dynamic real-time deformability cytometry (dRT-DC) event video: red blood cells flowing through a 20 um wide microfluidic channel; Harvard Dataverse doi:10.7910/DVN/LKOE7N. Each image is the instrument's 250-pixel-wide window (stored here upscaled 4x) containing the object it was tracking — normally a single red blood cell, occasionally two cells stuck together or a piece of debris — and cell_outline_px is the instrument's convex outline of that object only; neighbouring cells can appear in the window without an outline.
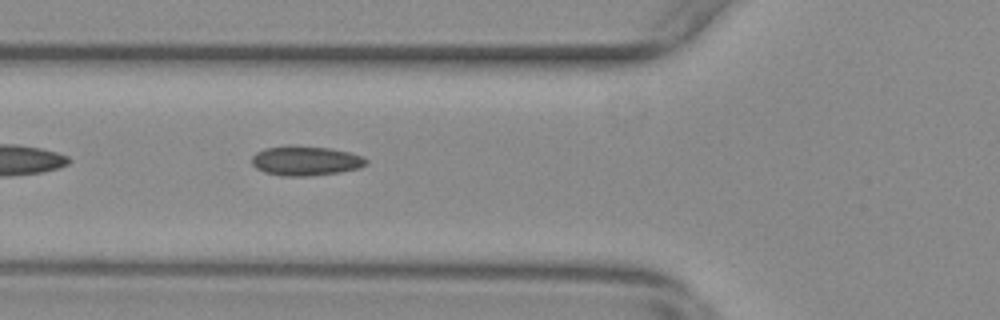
{"species": "common noctule bat (a hibernating species)", "species_latin": "Nyctalus noctula", "temperature_condition": "warm", "stored_images_in_passage": 41, "camera_frame_rate_fps": 3000, "um_per_image_px": 0.085, "animal": {"sex": "female", "body_mass_g": 29.2, "forearm_length_mm": 56.3}, "frame": {"image": 1, "passage_image": 5, "time_ms": 1.333, "image_size_px": [1000, 320], "cell_outline_px": [[368, 164], [360, 168], [340, 172], [304, 176], [284, 176], [264, 172], [256, 168], [252, 164], [252, 156], [256, 152], [264, 148], [284, 144], [328, 148], [348, 152], [364, 156], [368, 160]], "centroid_in_image_um": [25.97, 13.65], "position_along_channel_um": 99.8, "area_um2": 19.94}}
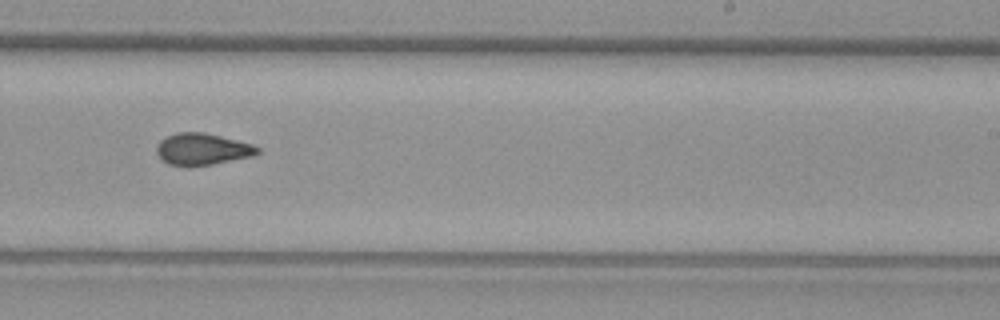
{"frame": {"image": 2, "passage_image": 19, "time_ms": 6.0, "image_size_px": [1000, 320], "cell_outline_px": [[260, 152], [256, 156], [212, 164], [188, 168], [168, 164], [156, 152], [156, 148], [160, 140], [176, 132], [204, 132], [252, 144], [260, 148]], "centroid_in_image_um": [17.21, 12.7], "position_along_channel_um": 271.8, "area_um2": 18.9}}
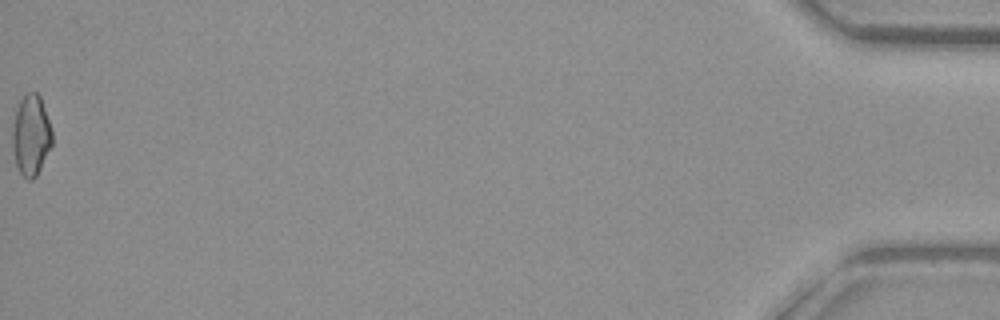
{"frame": {"image": 3, "passage_image": 41, "time_ms": 13.333, "image_size_px": [1000, 320], "cell_outline_px": [[52, 144], [36, 176], [32, 180], [28, 180], [20, 172], [16, 164], [12, 148], [12, 132], [16, 108], [20, 100], [28, 92], [36, 92], [40, 96], [52, 132]], "centroid_in_image_um": [2.62, 11.5], "position_along_channel_um": 432.6, "area_um2": 18.44}, "authors_computed_cell_mechanics": {"area_um2": 18.4382, "velocity_mm_per_s": 3.6896, "shape_relaxation_time_tau1_ms": null, "shape_relaxation_time_tau2_ms": 1.9119, "deformation_change_tau1": null, "deformation_change_tau2": 0.0661}}